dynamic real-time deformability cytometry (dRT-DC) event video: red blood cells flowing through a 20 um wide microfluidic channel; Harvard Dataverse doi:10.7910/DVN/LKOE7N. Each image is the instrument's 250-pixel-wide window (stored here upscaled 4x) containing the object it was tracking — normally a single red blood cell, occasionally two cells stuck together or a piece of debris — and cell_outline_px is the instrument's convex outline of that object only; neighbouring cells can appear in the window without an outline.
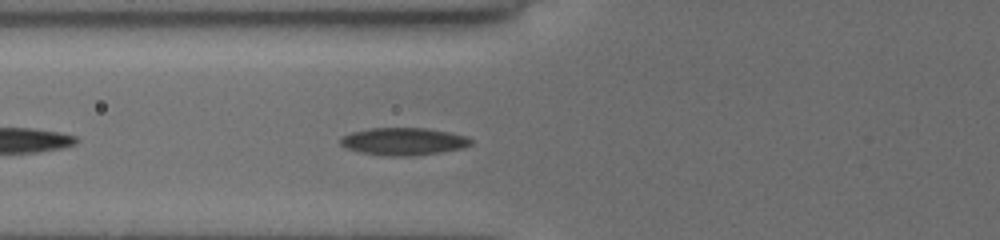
{"species": "common noctule bat (a hibernating species)", "species_latin": "Nyctalus noctula", "temperature_condition": "cold", "stored_images_in_passage": 25, "camera_frame_rate_fps": 3000, "um_per_image_px": 0.085, "animal": {"sex": "female", "body_mass_g": 19.5, "forearm_length_mm": 54.1}, "frame": {"image": 1, "passage_image": 5, "time_ms": 1.333, "image_size_px": [1000, 240], "cell_outline_px": [[472, 144], [460, 148], [440, 152], [408, 156], [388, 156], [360, 152], [344, 148], [340, 144], [340, 136], [352, 132], [368, 128], [424, 128], [448, 132], [464, 136], [472, 140]], "centroid_in_image_um": [34.22, 12.02], "position_along_channel_um": 91.6, "area_um2": 20.75}}
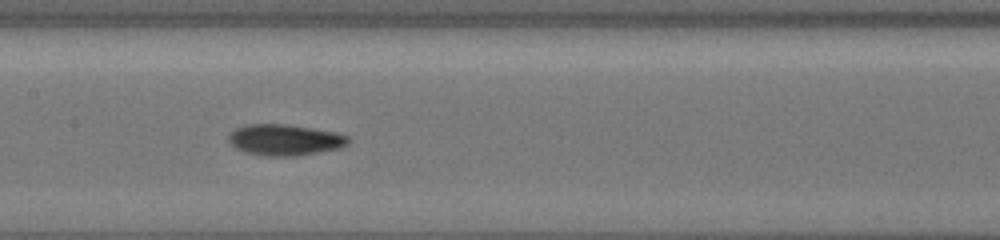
{"frame": {"image": 2, "passage_image": 12, "time_ms": 3.667, "image_size_px": [1000, 240], "cell_outline_px": [[348, 144], [340, 148], [296, 156], [260, 156], [244, 152], [236, 148], [228, 140], [228, 136], [236, 128], [244, 124], [288, 124], [336, 132], [348, 136]], "centroid_in_image_um": [24.19, 11.89], "position_along_channel_um": 183.2, "area_um2": 21.79}}
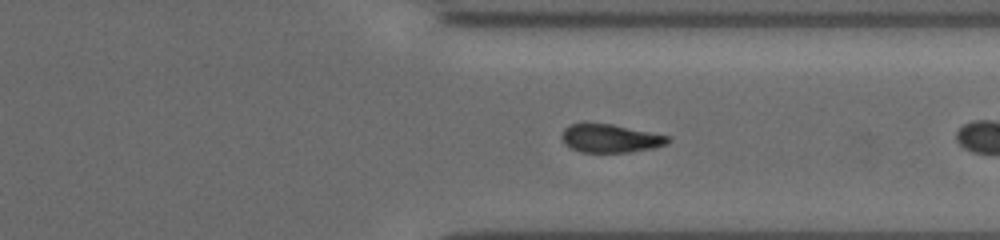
{"frame": {"image": 3, "passage_image": 23, "time_ms": 7.333, "image_size_px": [1000, 240], "cell_outline_px": [[672, 140], [668, 144], [656, 148], [628, 152], [580, 152], [564, 144], [560, 136], [564, 128], [568, 124], [584, 120], [612, 124], [672, 136]], "centroid_in_image_um": [51.86, 11.72], "position_along_channel_um": 359.5, "area_um2": 18.38}}